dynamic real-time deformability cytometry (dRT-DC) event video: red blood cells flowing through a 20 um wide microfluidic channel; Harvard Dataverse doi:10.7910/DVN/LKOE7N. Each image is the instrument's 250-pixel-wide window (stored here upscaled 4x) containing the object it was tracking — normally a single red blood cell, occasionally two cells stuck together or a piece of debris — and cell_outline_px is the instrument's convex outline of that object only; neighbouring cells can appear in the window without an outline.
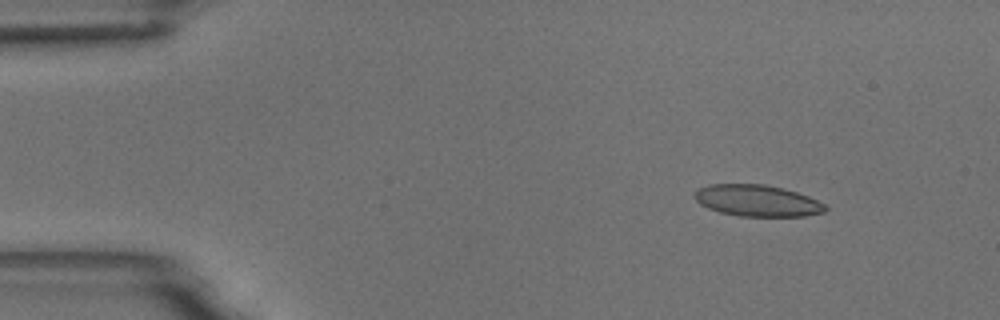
{"species": "common noctule bat (a hibernating species)", "species_latin": "Nyctalus noctula", "temperature_condition": "room temperature", "stored_images_in_passage": 9, "camera_frame_rate_fps": 3000, "um_per_image_px": 0.085, "animal": {"sex": "male", "body_mass_g": 18.8}, "frame": {"image": 1, "passage_image": 2, "time_ms": 1.0, "image_size_px": [1000, 320], "cell_outline_px": [[828, 208], [824, 212], [804, 216], [740, 216], [720, 212], [708, 208], [700, 204], [692, 196], [700, 188], [708, 184], [764, 184], [796, 192], [808, 196], [824, 204]], "centroid_in_image_um": [64.34, 17.06], "position_along_channel_um": 20.7, "area_um2": 23.81}}
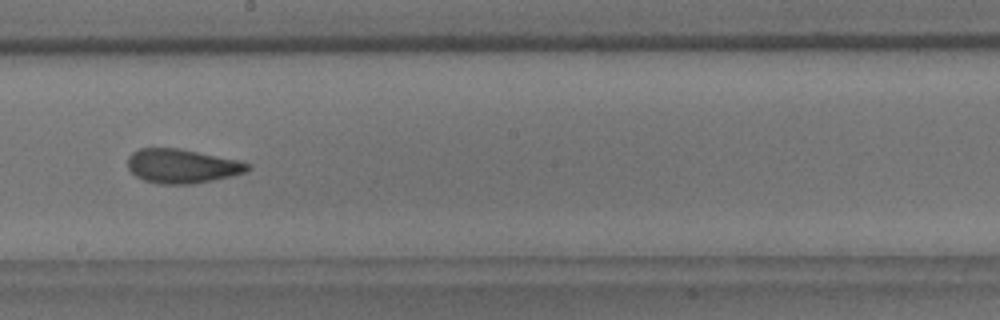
{"frame": {"image": 2, "passage_image": 9, "time_ms": 9.0, "image_size_px": [1000, 320], "cell_outline_px": [[252, 168], [244, 172], [232, 176], [192, 184], [160, 184], [144, 180], [136, 176], [128, 168], [128, 156], [132, 152], [140, 148], [176, 148], [236, 160], [248, 164]], "centroid_in_image_um": [15.43, 14.12], "position_along_channel_um": 232.8, "area_um2": 23.52}}